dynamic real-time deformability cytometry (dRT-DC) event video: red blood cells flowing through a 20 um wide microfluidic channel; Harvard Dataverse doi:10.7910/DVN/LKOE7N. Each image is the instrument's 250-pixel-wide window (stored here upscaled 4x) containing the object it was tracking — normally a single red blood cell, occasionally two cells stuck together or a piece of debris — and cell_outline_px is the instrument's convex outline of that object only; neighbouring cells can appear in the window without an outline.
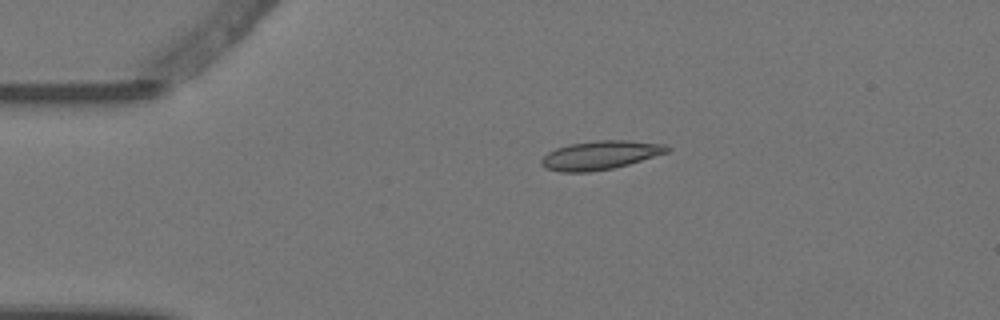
{"species": "Egyptian fruit bat (a non-hibernating species)", "species_latin": "Rousettus aegyptiacus", "temperature_condition": "warm", "stored_images_in_passage": 4, "camera_frame_rate_fps": 3000, "um_per_image_px": 0.085, "animal": {"sex": "female"}, "frame": {"image": 1, "passage_image": 3, "time_ms": 0.667, "image_size_px": [1000, 320], "cell_outline_px": [[672, 148], [668, 152], [628, 164], [612, 168], [588, 172], [560, 172], [544, 168], [540, 164], [540, 160], [548, 152], [556, 148], [568, 144], [596, 140], [624, 140], [664, 144]], "centroid_in_image_um": [50.98, 13.19], "position_along_channel_um": 34.0, "area_um2": 21.04}}